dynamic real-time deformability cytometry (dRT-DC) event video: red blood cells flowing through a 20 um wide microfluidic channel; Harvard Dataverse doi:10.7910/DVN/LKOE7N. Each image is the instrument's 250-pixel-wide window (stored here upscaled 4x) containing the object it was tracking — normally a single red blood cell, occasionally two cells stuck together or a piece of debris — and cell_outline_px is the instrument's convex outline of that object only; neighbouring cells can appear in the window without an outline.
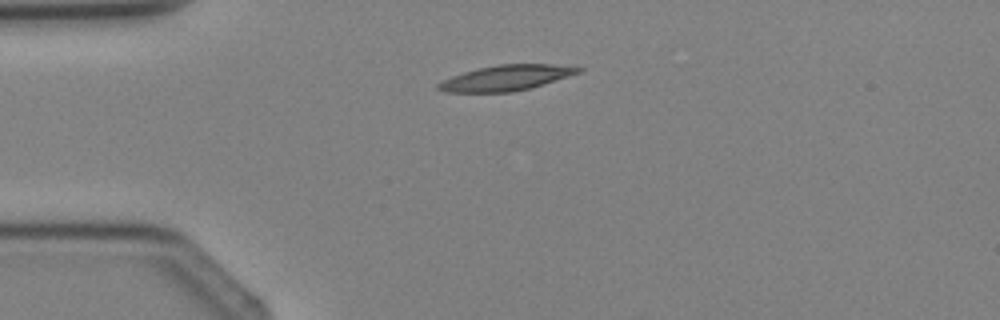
{"species": "Egyptian fruit bat (a non-hibernating species)", "species_latin": "Rousettus aegyptiacus", "temperature_condition": "cold", "stored_images_in_passage": 2, "camera_frame_rate_fps": 3000, "um_per_image_px": 0.085, "animal": {"sex": "female"}, "frame": {"image": 1, "passage_image": 1, "time_ms": 0.0, "image_size_px": [1000, 320], "cell_outline_px": [[584, 68], [580, 72], [532, 88], [512, 92], [444, 92], [436, 88], [436, 84], [452, 76], [476, 68], [496, 64], [552, 64]], "centroid_in_image_um": [42.99, 6.62], "position_along_channel_um": 42.0, "area_um2": 20.75}}